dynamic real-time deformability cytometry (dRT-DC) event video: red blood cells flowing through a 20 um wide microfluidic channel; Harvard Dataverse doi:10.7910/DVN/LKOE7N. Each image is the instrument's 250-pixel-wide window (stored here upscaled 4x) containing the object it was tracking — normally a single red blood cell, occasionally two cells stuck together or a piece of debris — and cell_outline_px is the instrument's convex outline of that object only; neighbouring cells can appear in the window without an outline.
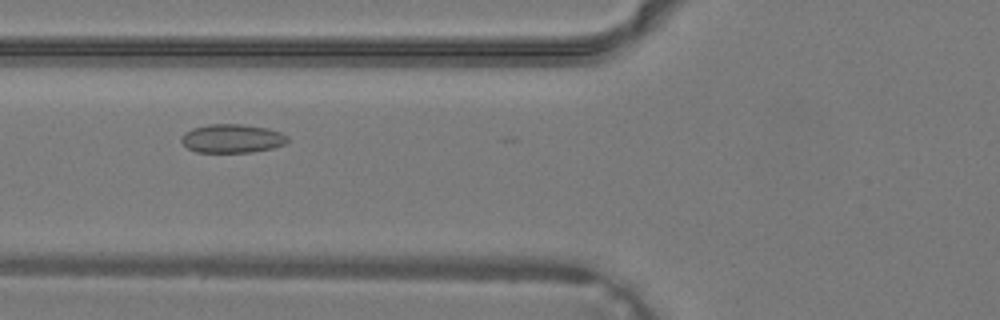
{"species": "common noctule bat (a hibernating species)", "species_latin": "Nyctalus noctula", "temperature_condition": "warm", "stored_images_in_passage": 9, "camera_frame_rate_fps": 3000, "um_per_image_px": 0.085, "animal": {"sex": "male", "body_mass_g": 19.2, "forearm_length_mm": 51.8}, "frame": {"image": 1, "passage_image": 4, "time_ms": 1.0, "image_size_px": [1000, 320], "cell_outline_px": [[288, 140], [284, 144], [272, 148], [252, 152], [196, 152], [188, 148], [180, 140], [184, 132], [192, 128], [208, 124], [244, 124], [268, 128], [280, 132], [288, 136]], "centroid_in_image_um": [19.72, 11.76], "position_along_channel_um": 106.1, "area_um2": 17.8}}
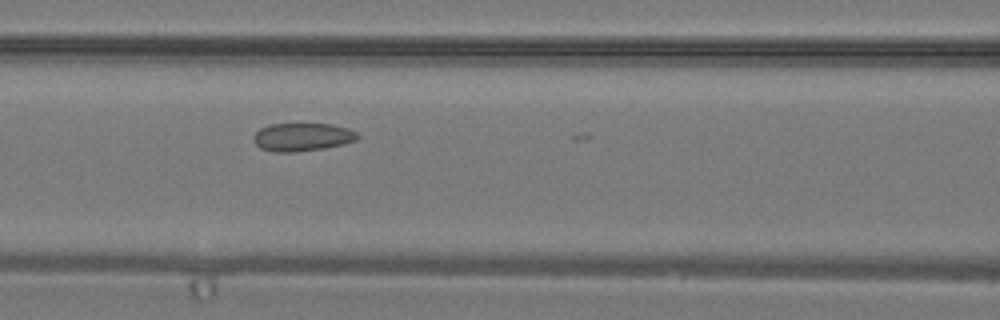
{"frame": {"image": 2, "passage_image": 6, "time_ms": 1.667, "image_size_px": [1000, 320], "cell_outline_px": [[360, 136], [356, 140], [324, 148], [296, 152], [276, 152], [260, 148], [252, 140], [252, 136], [260, 128], [272, 124], [332, 124], [348, 128], [356, 132]], "centroid_in_image_um": [25.67, 11.64], "position_along_channel_um": 140.9, "area_um2": 16.99}}
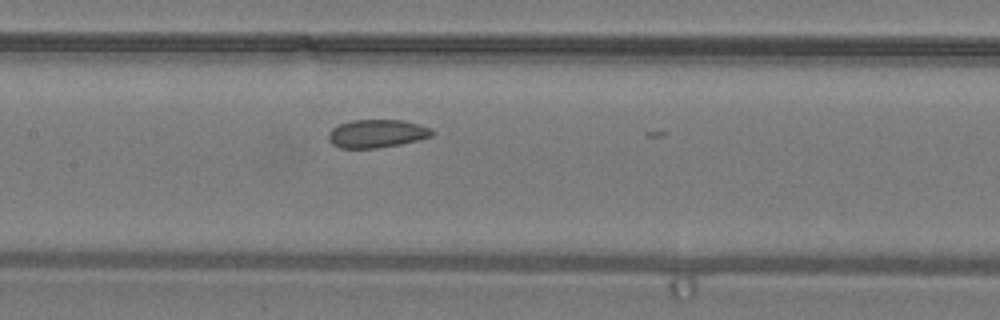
{"frame": {"image": 3, "passage_image": 8, "time_ms": 2.333, "image_size_px": [1000, 320], "cell_outline_px": [[436, 132], [432, 136], [400, 144], [376, 148], [340, 148], [332, 144], [328, 140], [328, 132], [332, 128], [340, 124], [352, 120], [404, 120], [432, 128]], "centroid_in_image_um": [32.03, 11.35], "position_along_channel_um": 175.4, "area_um2": 17.05}}